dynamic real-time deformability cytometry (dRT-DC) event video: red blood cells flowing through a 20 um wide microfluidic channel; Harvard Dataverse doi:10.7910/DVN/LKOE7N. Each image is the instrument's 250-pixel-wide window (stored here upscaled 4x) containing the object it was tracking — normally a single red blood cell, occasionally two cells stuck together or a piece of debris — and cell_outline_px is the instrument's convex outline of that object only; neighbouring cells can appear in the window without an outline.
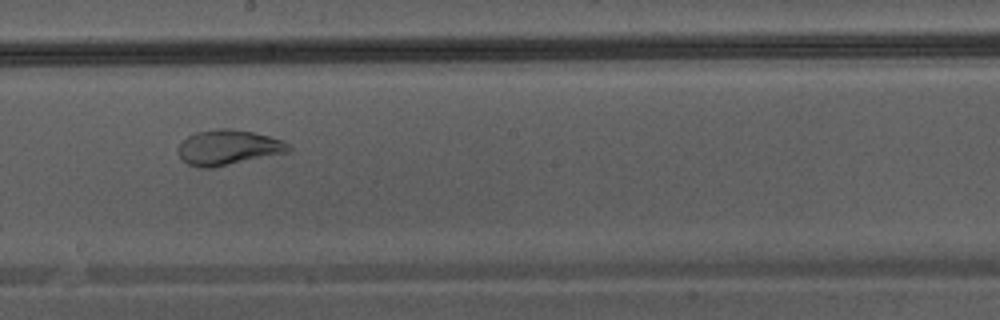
{"species": "Egyptian fruit bat (a non-hibernating species)", "species_latin": "Rousettus aegyptiacus", "temperature_condition": "warm", "stored_images_in_passage": 33, "camera_frame_rate_fps": 3000, "um_per_image_px": 0.085, "animal": {"sex": "male"}, "frame": {"image": 1, "passage_image": 14, "time_ms": 4.333, "image_size_px": [1000, 320], "cell_outline_px": [[292, 152], [208, 168], [200, 168], [188, 164], [180, 156], [180, 144], [188, 136], [196, 132], [216, 128], [228, 128], [252, 132], [284, 140], [292, 148]], "centroid_in_image_um": [19.46, 12.53], "position_along_channel_um": 228.7, "area_um2": 22.43}}
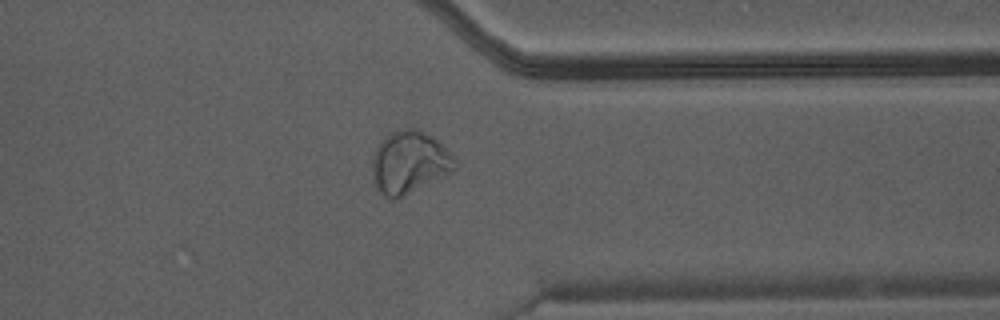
{"frame": {"image": 2, "passage_image": 24, "time_ms": 7.667, "image_size_px": [1000, 320], "cell_outline_px": [[456, 168], [452, 172], [396, 200], [380, 192], [372, 176], [372, 160], [376, 148], [384, 136], [400, 128], [416, 128], [432, 136], [456, 156]], "centroid_in_image_um": [34.82, 13.78], "position_along_channel_um": 376.6, "area_um2": 30.17}}
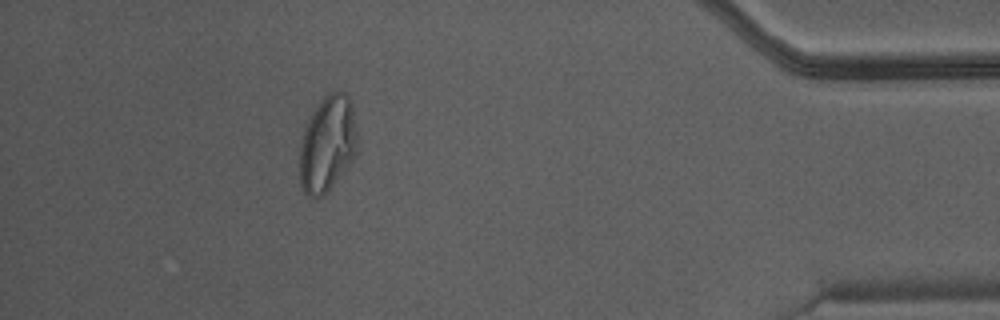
{"frame": {"image": 3, "passage_image": 29, "time_ms": 9.333, "image_size_px": [1000, 320], "cell_outline_px": [[356, 152], [352, 160], [328, 192], [320, 196], [308, 196], [300, 188], [300, 144], [304, 128], [312, 112], [320, 100], [328, 92], [340, 88], [348, 96], [352, 104], [356, 132]], "centroid_in_image_um": [27.82, 12.2], "position_along_channel_um": 407.4, "area_um2": 32.37}}